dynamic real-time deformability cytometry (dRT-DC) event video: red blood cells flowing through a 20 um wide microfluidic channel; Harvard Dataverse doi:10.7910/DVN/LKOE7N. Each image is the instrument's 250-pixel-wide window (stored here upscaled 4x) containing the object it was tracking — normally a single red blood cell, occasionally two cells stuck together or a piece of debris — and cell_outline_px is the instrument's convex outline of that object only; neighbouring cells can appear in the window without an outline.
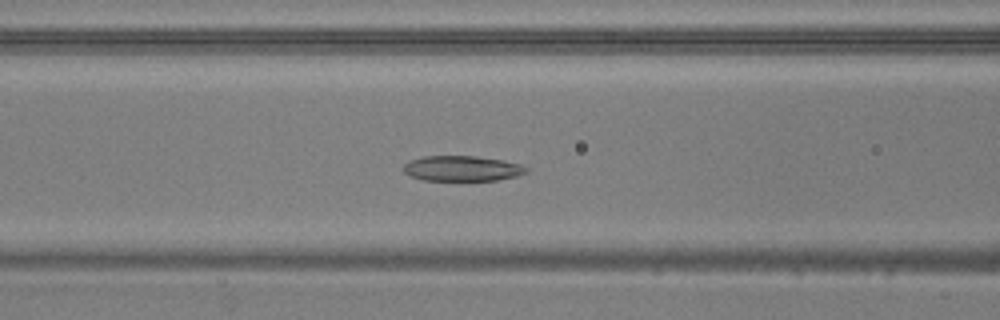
{"species": "common noctule bat (a hibernating species)", "species_latin": "Nyctalus noctula", "temperature_condition": "warm", "stored_images_in_passage": 54, "camera_frame_rate_fps": 3000, "um_per_image_px": 0.085, "animal": {"sex": "male", "body_mass_g": 20.5, "forearm_length_mm": 52.5}, "frame": {"image": 1, "passage_image": 23, "time_ms": 7.333, "image_size_px": [1000, 320], "cell_outline_px": [[528, 172], [516, 176], [496, 180], [424, 180], [412, 176], [404, 172], [404, 164], [408, 160], [424, 156], [476, 156], [500, 160], [520, 164], [528, 168]], "centroid_in_image_um": [39.27, 14.31], "position_along_channel_um": 127.3, "area_um2": 17.98}}
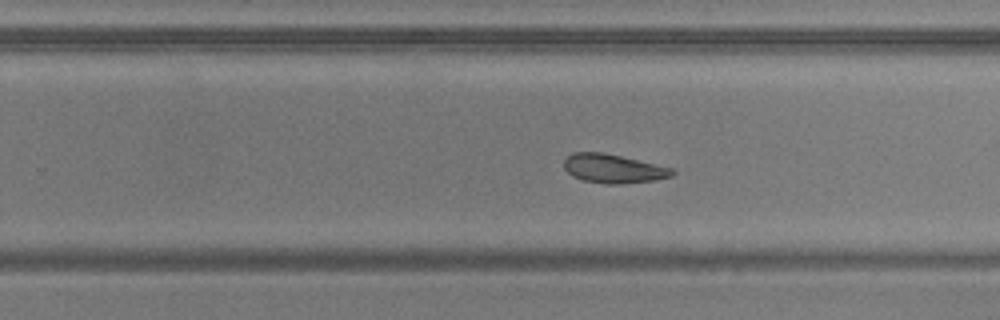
{"frame": {"image": 2, "passage_image": 35, "time_ms": 11.333, "image_size_px": [1000, 320], "cell_outline_px": [[676, 172], [672, 176], [656, 180], [620, 184], [604, 184], [584, 180], [572, 176], [564, 168], [564, 160], [572, 152], [604, 152], [676, 168]], "centroid_in_image_um": [52.18, 14.33], "position_along_channel_um": 277.6, "area_um2": 18.5}}
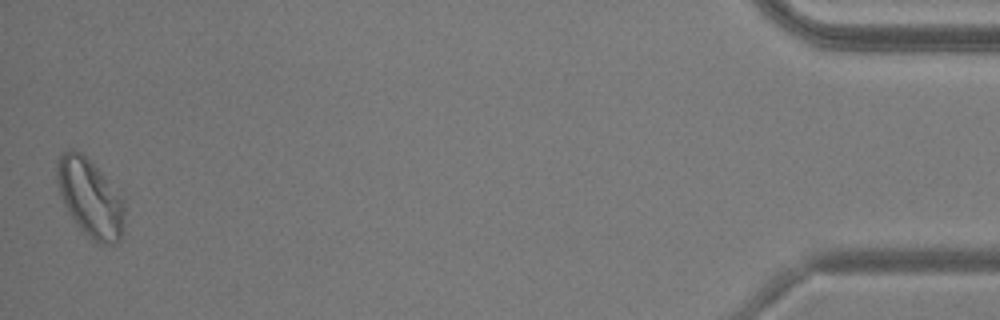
{"frame": {"image": 3, "passage_image": 54, "time_ms": 17.667, "image_size_px": [1000, 320], "cell_outline_px": [[124, 216], [120, 240], [116, 244], [100, 248], [80, 228], [68, 212], [60, 196], [56, 180], [56, 160], [60, 152], [72, 148], [80, 152], [104, 176], [120, 196], [124, 204]], "centroid_in_image_um": [7.62, 16.86], "position_along_channel_um": 427.6, "area_um2": 30.81}, "authors_computed_cell_mechanics": {"area_um2": 21.675, "velocity_mm_per_s": 3.7632, "shape_relaxation_time_tau1_ms": null, "shape_relaxation_time_tau2_ms": 7.7547, "deformation_change_tau1": null, "deformation_change_tau2": 0.16}}